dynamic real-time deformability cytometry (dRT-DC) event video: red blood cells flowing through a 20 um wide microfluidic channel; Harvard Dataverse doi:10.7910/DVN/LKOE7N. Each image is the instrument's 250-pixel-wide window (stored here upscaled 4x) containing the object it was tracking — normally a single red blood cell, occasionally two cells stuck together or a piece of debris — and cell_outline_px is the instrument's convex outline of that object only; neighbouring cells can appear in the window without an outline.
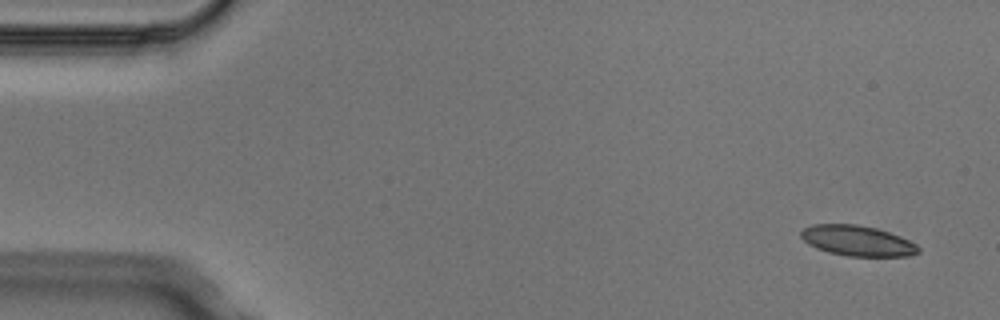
{"species": "Egyptian fruit bat (a non-hibernating species)", "species_latin": "Rousettus aegyptiacus", "temperature_condition": "cold", "stored_images_in_passage": 5, "camera_frame_rate_fps": 3000, "um_per_image_px": 0.085, "animal": {"sex": "male"}, "frame": {"image": 1, "passage_image": 1, "time_ms": 0.0, "image_size_px": [1000, 320], "cell_outline_px": [[920, 252], [908, 256], [848, 256], [828, 252], [816, 248], [808, 244], [800, 236], [800, 232], [804, 228], [812, 224], [856, 224], [876, 228], [900, 236], [916, 244], [920, 248]], "centroid_in_image_um": [72.87, 20.46], "position_along_channel_um": 12.1, "area_um2": 20.81}}
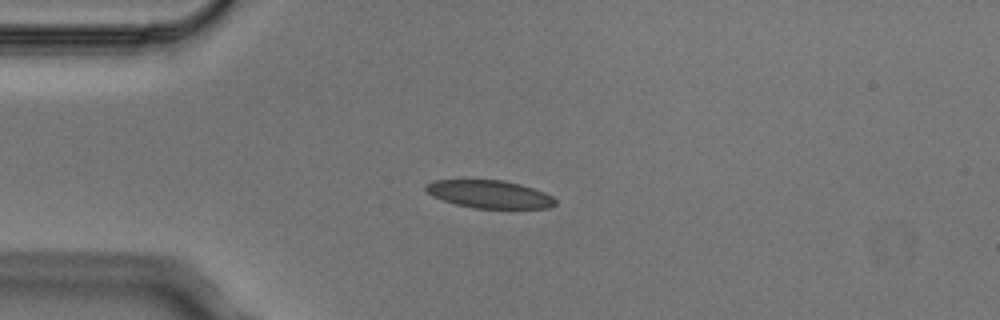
{"frame": {"image": 2, "passage_image": 4, "time_ms": 1.0, "image_size_px": [1000, 320], "cell_outline_px": [[556, 204], [548, 208], [476, 208], [456, 204], [432, 196], [424, 188], [424, 184], [432, 180], [504, 180], [520, 184], [544, 192], [552, 196], [556, 200]], "centroid_in_image_um": [41.59, 16.5], "position_along_channel_um": 43.4, "area_um2": 20.92}}
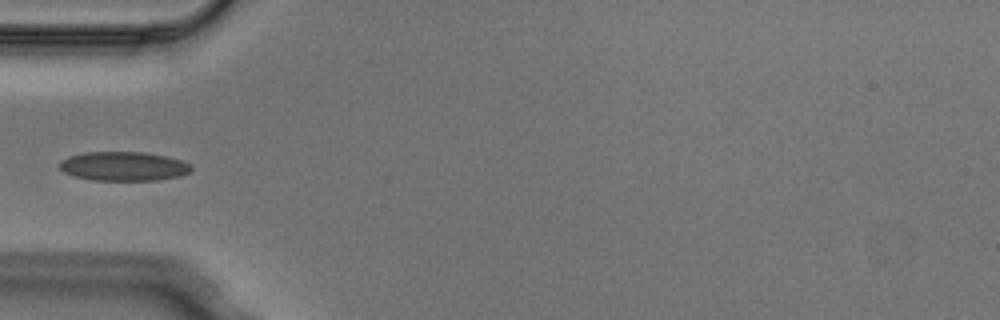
{"frame": {"image": 3, "passage_image": 5, "time_ms": 1.333, "image_size_px": [1000, 320], "cell_outline_px": [[192, 172], [180, 176], [156, 180], [92, 180], [72, 176], [64, 172], [60, 168], [60, 160], [68, 156], [84, 152], [144, 152], [168, 156], [180, 160], [188, 164], [192, 168]], "centroid_in_image_um": [10.49, 14.13], "position_along_channel_um": 74.5, "area_um2": 22.48}}